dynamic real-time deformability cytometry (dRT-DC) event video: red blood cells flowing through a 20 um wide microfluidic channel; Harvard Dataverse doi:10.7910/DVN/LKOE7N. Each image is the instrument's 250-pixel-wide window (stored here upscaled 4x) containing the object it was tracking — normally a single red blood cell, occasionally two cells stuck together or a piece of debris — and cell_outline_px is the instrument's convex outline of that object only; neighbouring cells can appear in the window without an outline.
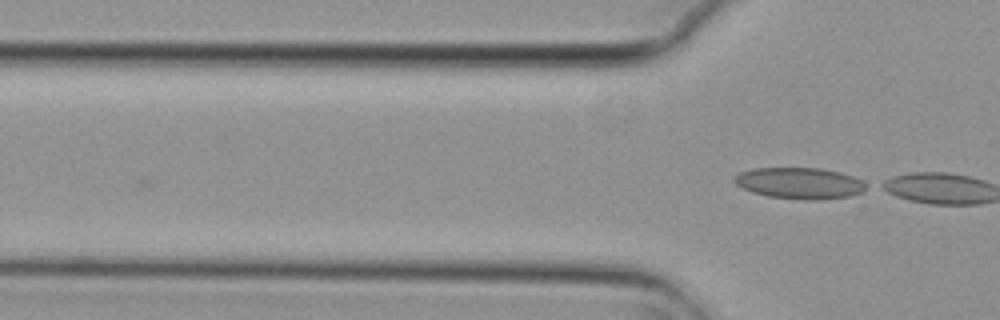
{"species": "common noctule bat (a hibernating species)", "species_latin": "Nyctalus noctula", "temperature_condition": "cold", "stored_images_in_passage": 4, "camera_frame_rate_fps": 3000, "um_per_image_px": 0.085, "animal": {"sex": "female", "body_mass_g": 29.2, "forearm_length_mm": 56.3}, "frame": {"image": 1, "passage_image": 4, "time_ms": 1.0, "image_size_px": [1000, 320], "cell_outline_px": [[868, 188], [852, 196], [820, 200], [804, 200], [768, 196], [752, 192], [736, 184], [732, 180], [740, 172], [752, 168], [820, 168], [840, 172], [852, 176], [868, 184]], "centroid_in_image_um": [67.99, 15.57], "position_along_channel_um": 57.8, "area_um2": 24.1}}